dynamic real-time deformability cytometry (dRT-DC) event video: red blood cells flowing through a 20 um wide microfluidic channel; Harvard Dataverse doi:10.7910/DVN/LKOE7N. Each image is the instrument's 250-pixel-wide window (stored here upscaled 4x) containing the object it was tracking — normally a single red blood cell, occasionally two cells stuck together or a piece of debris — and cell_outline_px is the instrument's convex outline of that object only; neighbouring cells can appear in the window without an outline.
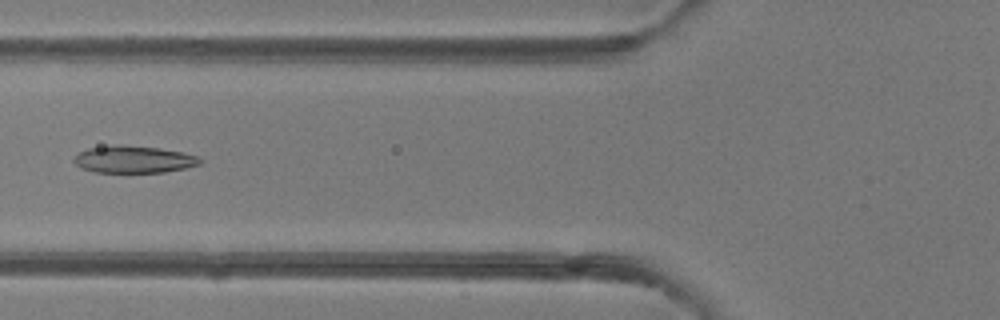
{"species": "common noctule bat (a hibernating species)", "species_latin": "Nyctalus noctula", "temperature_condition": "room temperature", "stored_images_in_passage": 48, "camera_frame_rate_fps": 3000, "um_per_image_px": 0.085, "animal": {"sex": "female"}, "frame": {"image": 1, "passage_image": 19, "time_ms": 6.0, "image_size_px": [1000, 320], "cell_outline_px": [[204, 160], [200, 164], [184, 168], [164, 172], [92, 172], [80, 168], [72, 160], [80, 152], [88, 148], [112, 144], [120, 144], [160, 148], [184, 152], [196, 156]], "centroid_in_image_um": [11.35, 13.54], "position_along_channel_um": 114.5, "area_um2": 20.11}}
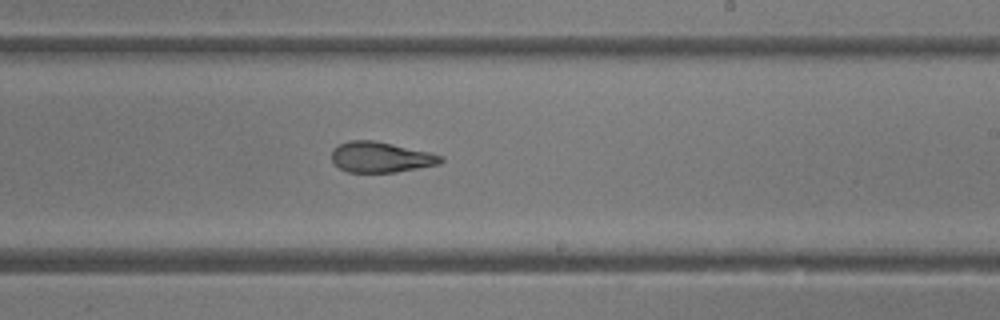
{"frame": {"image": 2, "passage_image": 29, "time_ms": 9.333, "image_size_px": [1000, 320], "cell_outline_px": [[444, 160], [440, 164], [396, 172], [348, 172], [340, 168], [332, 160], [332, 152], [340, 144], [348, 140], [372, 140], [392, 144], [428, 152], [444, 156]], "centroid_in_image_um": [32.39, 13.36], "position_along_channel_um": 256.6, "area_um2": 19.19}}
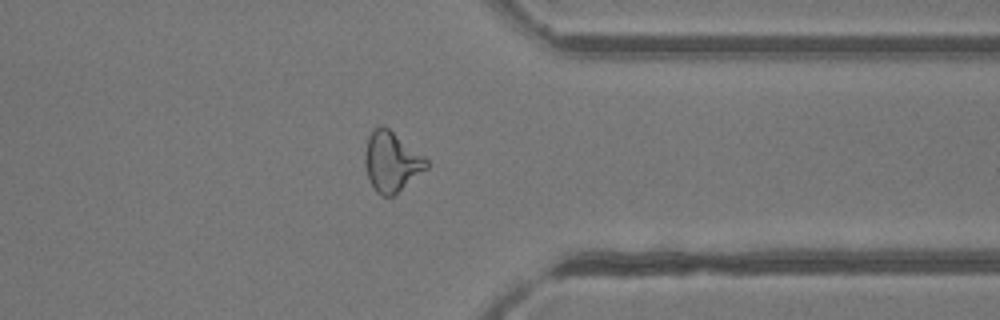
{"frame": {"image": 3, "passage_image": 38, "time_ms": 12.333, "image_size_px": [1000, 320], "cell_outline_px": [[428, 168], [392, 196], [380, 196], [376, 192], [368, 180], [364, 164], [364, 152], [368, 136], [372, 128], [380, 124], [388, 128], [424, 156], [428, 160]], "centroid_in_image_um": [33.24, 13.73], "position_along_channel_um": 378.2, "area_um2": 21.62}, "authors_computed_cell_mechanics": {"area_um2": 21.5594, "velocity_mm_per_s": 4.2701, "shape_relaxation_time_tau1_ms": null, "shape_relaxation_time_tau2_ms": 1.7935, "deformation_change_tau1": null, "deformation_change_tau2": 0.0977}}